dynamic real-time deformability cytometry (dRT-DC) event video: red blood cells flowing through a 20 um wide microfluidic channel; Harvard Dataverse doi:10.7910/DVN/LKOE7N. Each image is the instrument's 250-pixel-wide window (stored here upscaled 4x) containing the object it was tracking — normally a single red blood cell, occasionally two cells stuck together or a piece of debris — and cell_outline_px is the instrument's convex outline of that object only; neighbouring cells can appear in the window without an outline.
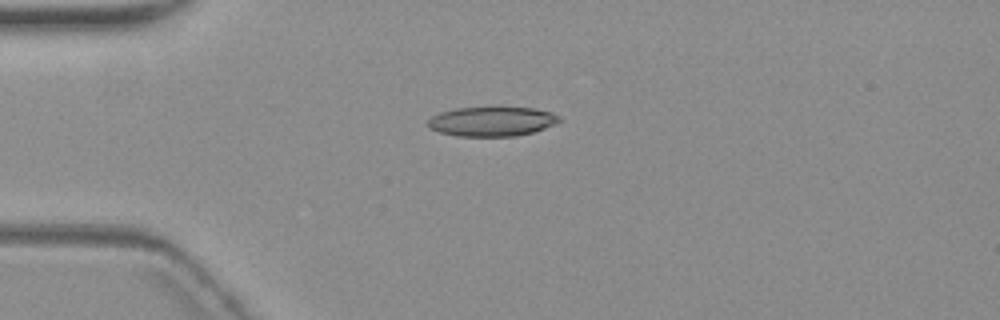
{"species": "common noctule bat (a hibernating species)", "species_latin": "Nyctalus noctula", "temperature_condition": "warm", "stored_images_in_passage": 4, "camera_frame_rate_fps": 3000, "um_per_image_px": 0.085, "animal": {"sex": "female", "body_mass_g": 19.3, "forearm_length_mm": 54.1}, "frame": {"image": 1, "passage_image": 3, "time_ms": 2.333, "image_size_px": [1000, 320], "cell_outline_px": [[560, 120], [556, 124], [532, 132], [516, 136], [456, 136], [440, 132], [428, 128], [428, 120], [432, 116], [440, 112], [456, 108], [492, 104], [532, 108], [552, 112], [560, 116]], "centroid_in_image_um": [41.81, 10.27], "position_along_channel_um": 43.2, "area_um2": 23.52}}